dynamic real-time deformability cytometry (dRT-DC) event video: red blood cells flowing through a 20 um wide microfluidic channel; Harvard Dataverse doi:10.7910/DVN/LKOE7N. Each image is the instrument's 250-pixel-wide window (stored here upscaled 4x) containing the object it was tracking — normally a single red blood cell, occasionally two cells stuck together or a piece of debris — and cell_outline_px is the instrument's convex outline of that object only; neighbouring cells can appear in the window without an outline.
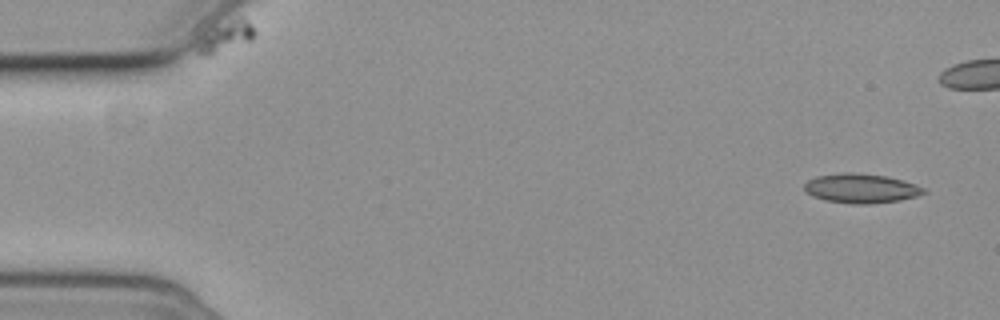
{"species": "common noctule bat (a hibernating species)", "species_latin": "Nyctalus noctula", "temperature_condition": "cold", "stored_images_in_passage": 4, "camera_frame_rate_fps": 3000, "um_per_image_px": 0.085, "animal": {"sex": "female", "body_mass_g": 19.3, "forearm_length_mm": 54.1}, "frame": {"image": 1, "passage_image": 1, "time_ms": 0.0, "image_size_px": [1000, 320], "cell_outline_px": [[928, 192], [916, 196], [900, 200], [868, 204], [852, 204], [824, 200], [812, 196], [804, 192], [804, 184], [808, 180], [816, 176], [844, 172], [848, 172], [888, 176], [916, 184], [924, 188]], "centroid_in_image_um": [73.17, 16.01], "position_along_channel_um": 11.8, "area_um2": 20.58}}